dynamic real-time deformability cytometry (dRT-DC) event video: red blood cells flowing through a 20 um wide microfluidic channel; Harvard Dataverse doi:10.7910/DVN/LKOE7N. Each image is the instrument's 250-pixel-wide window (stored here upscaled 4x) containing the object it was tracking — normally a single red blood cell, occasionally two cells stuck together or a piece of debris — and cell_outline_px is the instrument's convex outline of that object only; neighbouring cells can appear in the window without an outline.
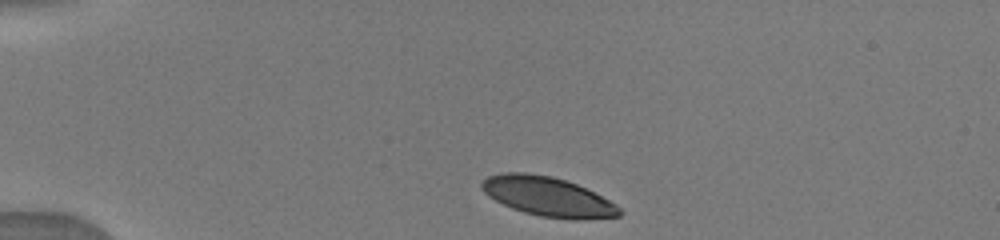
{"species": "human", "species_latin": "Homo sapiens", "temperature_condition": "warm", "stored_images_in_passage": 45, "camera_frame_rate_fps": 3000, "um_per_image_px": 0.085, "donor": {"sex": "male"}, "frame": {"image": 1, "passage_image": 1, "time_ms": 0.0, "image_size_px": [1000, 240], "cell_outline_px": [[624, 212], [620, 216], [588, 220], [572, 220], [540, 216], [524, 212], [512, 208], [488, 196], [480, 188], [480, 184], [488, 176], [504, 172], [528, 172], [552, 176], [576, 184], [616, 204]], "centroid_in_image_um": [46.57, 16.72], "position_along_channel_um": 38.4, "area_um2": 31.67}}
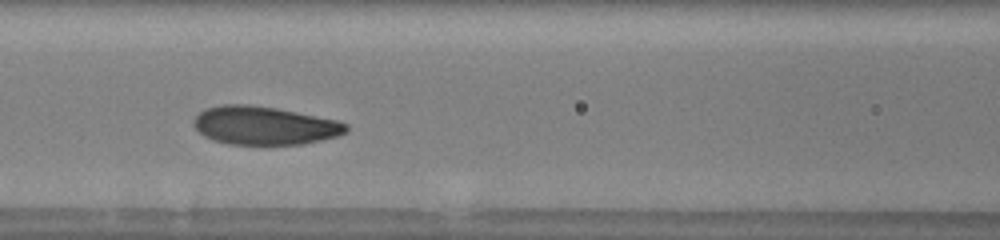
{"frame": {"image": 2, "passage_image": 13, "time_ms": 4.0, "image_size_px": [1000, 240], "cell_outline_px": [[348, 132], [336, 136], [304, 144], [228, 144], [212, 140], [204, 136], [192, 124], [192, 120], [204, 108], [220, 104], [248, 104], [276, 108], [336, 120], [348, 124]], "centroid_in_image_um": [22.43, 10.66], "position_along_channel_um": 144.2, "area_um2": 34.1}}
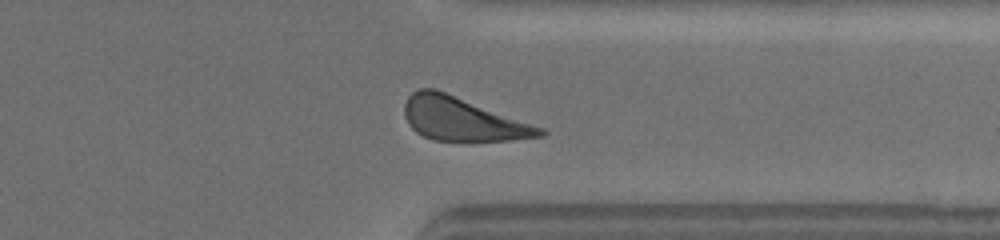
{"frame": {"image": 3, "passage_image": 34, "time_ms": 9.667, "image_size_px": [1000, 240], "cell_outline_px": [[548, 132], [544, 136], [508, 140], [432, 140], [416, 132], [408, 124], [404, 116], [404, 104], [408, 96], [412, 92], [420, 88], [436, 88], [544, 128]], "centroid_in_image_um": [39.29, 10.1], "position_along_channel_um": 372.1, "area_um2": 34.22}}